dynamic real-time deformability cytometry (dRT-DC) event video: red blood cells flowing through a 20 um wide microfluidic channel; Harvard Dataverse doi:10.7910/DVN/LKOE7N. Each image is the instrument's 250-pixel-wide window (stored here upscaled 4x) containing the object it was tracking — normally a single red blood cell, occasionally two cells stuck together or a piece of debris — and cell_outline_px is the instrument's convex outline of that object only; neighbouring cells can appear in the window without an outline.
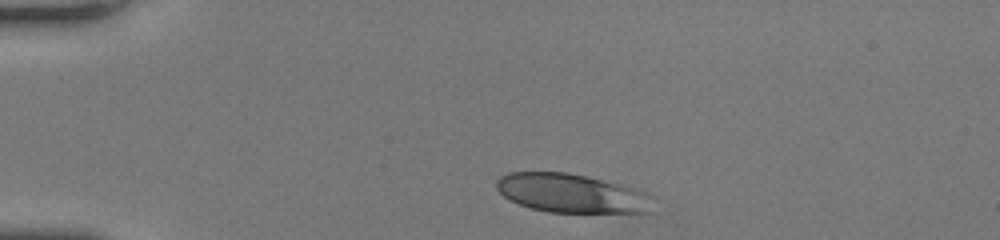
{"species": "human", "species_latin": "Homo sapiens", "temperature_condition": "room temperature", "stored_images_in_passage": 33, "camera_frame_rate_fps": 3000, "um_per_image_px": 0.085, "donor": {"sex": "female"}, "frame": {"image": 1, "passage_image": 1, "time_ms": 0.0, "image_size_px": [1000, 240], "cell_outline_px": [[656, 196], [648, 212], [548, 212], [532, 208], [520, 204], [504, 196], [496, 188], [496, 180], [500, 176], [508, 172], [568, 172], [648, 192]], "centroid_in_image_um": [48.58, 16.42], "position_along_channel_um": 36.4, "area_um2": 35.14}}
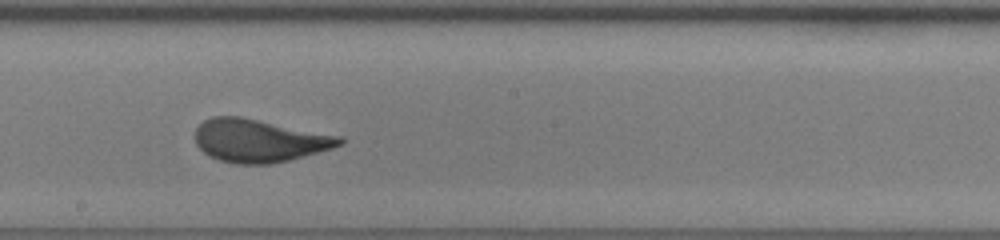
{"frame": {"image": 2, "passage_image": 19, "time_ms": 6.0, "image_size_px": [1000, 240], "cell_outline_px": [[344, 140], [340, 144], [332, 148], [288, 160], [268, 164], [236, 164], [220, 160], [208, 156], [196, 144], [196, 128], [204, 120], [212, 116], [240, 116], [344, 136]], "centroid_in_image_um": [22.03, 11.94], "position_along_channel_um": 226.2, "area_um2": 36.13}}
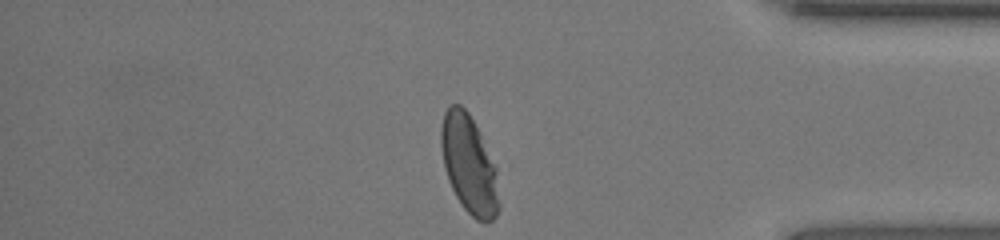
{"frame": {"image": 3, "passage_image": 33, "time_ms": 10.667, "image_size_px": [1000, 240], "cell_outline_px": [[500, 208], [496, 216], [492, 220], [476, 220], [464, 208], [456, 196], [448, 180], [444, 168], [440, 144], [440, 128], [444, 112], [448, 104], [460, 104], [468, 112], [496, 168], [500, 204]], "centroid_in_image_um": [39.84, 13.98], "position_along_channel_um": 395.4, "area_um2": 32.95}, "authors_computed_cell_mechanics": {"area_um2": 35.9516, "velocity_mm_per_s": 4.0779, "shape_relaxation_time_tau1_ms": 4.3632, "shape_relaxation_time_tau2_ms": null, "deformation_change_tau1": 0.174, "deformation_change_tau2": null}}